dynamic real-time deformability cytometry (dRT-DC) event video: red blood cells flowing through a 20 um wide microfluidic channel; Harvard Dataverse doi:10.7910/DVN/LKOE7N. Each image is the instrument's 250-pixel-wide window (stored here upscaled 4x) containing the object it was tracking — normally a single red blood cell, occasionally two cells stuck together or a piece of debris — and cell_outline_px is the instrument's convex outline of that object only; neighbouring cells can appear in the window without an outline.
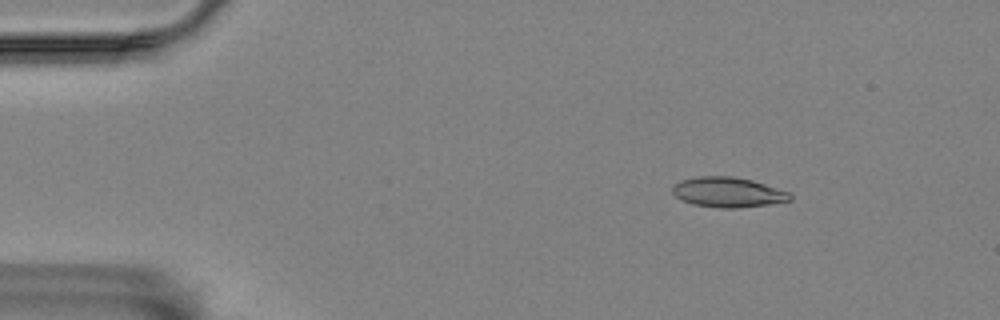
{"species": "Egyptian fruit bat (a non-hibernating species)", "species_latin": "Rousettus aegyptiacus", "temperature_condition": "room temperature", "stored_images_in_passage": 4, "camera_frame_rate_fps": 3000, "um_per_image_px": 0.085, "animal": {"sex": "female"}, "frame": {"image": 1, "passage_image": 2, "time_ms": 1.333, "image_size_px": [1000, 320], "cell_outline_px": [[792, 200], [768, 204], [736, 208], [720, 208], [692, 204], [676, 196], [672, 192], [672, 188], [680, 180], [696, 176], [732, 176], [752, 180], [788, 192], [792, 196]], "centroid_in_image_um": [61.86, 16.33], "position_along_channel_um": 23.1, "area_um2": 20.4}}